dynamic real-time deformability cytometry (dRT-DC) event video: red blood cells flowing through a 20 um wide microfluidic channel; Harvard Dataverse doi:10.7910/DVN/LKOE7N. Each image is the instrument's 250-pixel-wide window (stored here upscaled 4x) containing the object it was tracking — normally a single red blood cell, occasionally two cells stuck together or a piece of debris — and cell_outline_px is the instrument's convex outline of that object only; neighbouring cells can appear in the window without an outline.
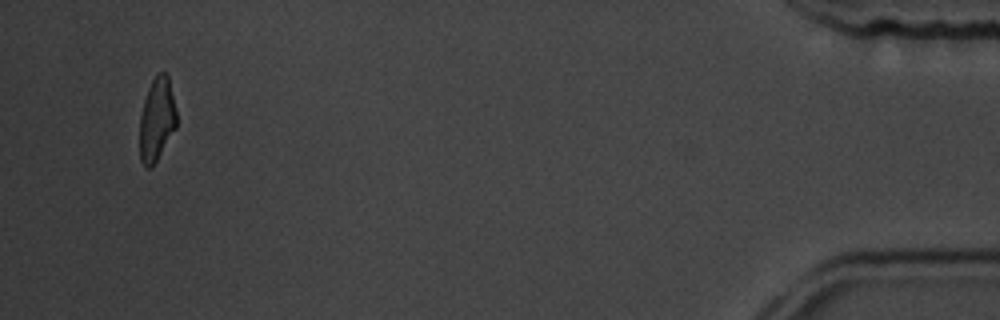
{"species": "common noctule bat (a hibernating species)", "species_latin": "Nyctalus noctula", "temperature_condition": "room temperature", "stored_images_in_passage": 15, "camera_frame_rate_fps": 3000, "um_per_image_px": 0.085, "animal": {"sex": "male", "body_mass_g": 19.5, "forearm_length_mm": 54.6}, "frame": {"image": 1, "passage_image": 15, "time_ms": 17.0, "image_size_px": [1000, 320], "cell_outline_px": [[176, 128], [152, 168], [148, 168], [140, 160], [140, 116], [144, 100], [148, 88], [152, 80], [160, 72], [164, 72], [168, 76], [176, 112]], "centroid_in_image_um": [13.32, 10.18], "position_along_channel_um": 421.9, "area_um2": 17.69}, "authors_computed_cell_mechanics": {"area_um2": 16.9932, "velocity_mm_per_s": 3.6075, "shape_relaxation_time_tau1_ms": 3.9612, "shape_relaxation_time_tau2_ms": 4.0412, "deformation_change_tau1": 0.1121, "deformation_change_tau2": 0.11}}